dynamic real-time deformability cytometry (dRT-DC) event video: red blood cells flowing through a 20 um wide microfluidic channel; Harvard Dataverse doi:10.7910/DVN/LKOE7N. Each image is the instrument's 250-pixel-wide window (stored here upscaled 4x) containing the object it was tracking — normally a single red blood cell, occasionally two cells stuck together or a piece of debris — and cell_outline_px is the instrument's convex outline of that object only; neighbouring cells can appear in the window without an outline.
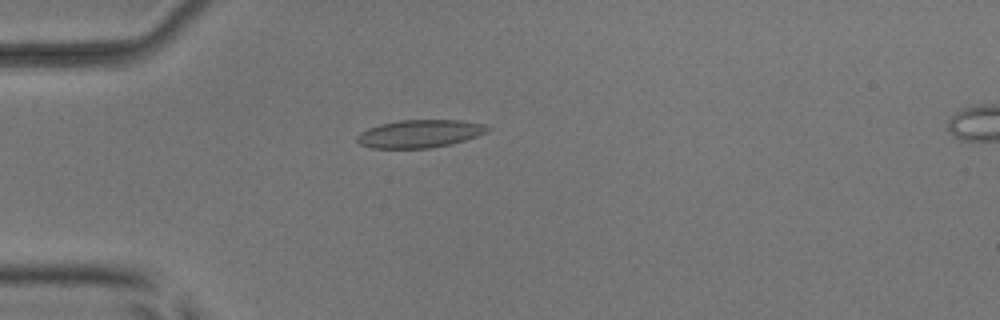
{"species": "common noctule bat (a hibernating species)", "species_latin": "Nyctalus noctula", "temperature_condition": "room temperature", "stored_images_in_passage": 6, "camera_frame_rate_fps": 3000, "um_per_image_px": 0.085, "animal": {"sex": "male", "body_mass_g": 17.9, "forearm_length_mm": 54.2}, "frame": {"image": 1, "passage_image": 5, "time_ms": 4.667, "image_size_px": [1000, 320], "cell_outline_px": [[492, 128], [488, 132], [452, 144], [432, 148], [372, 148], [360, 144], [356, 140], [356, 136], [360, 132], [368, 128], [380, 124], [400, 120], [460, 120], [484, 124]], "centroid_in_image_um": [35.68, 11.36], "position_along_channel_um": 49.3, "area_um2": 21.27}}